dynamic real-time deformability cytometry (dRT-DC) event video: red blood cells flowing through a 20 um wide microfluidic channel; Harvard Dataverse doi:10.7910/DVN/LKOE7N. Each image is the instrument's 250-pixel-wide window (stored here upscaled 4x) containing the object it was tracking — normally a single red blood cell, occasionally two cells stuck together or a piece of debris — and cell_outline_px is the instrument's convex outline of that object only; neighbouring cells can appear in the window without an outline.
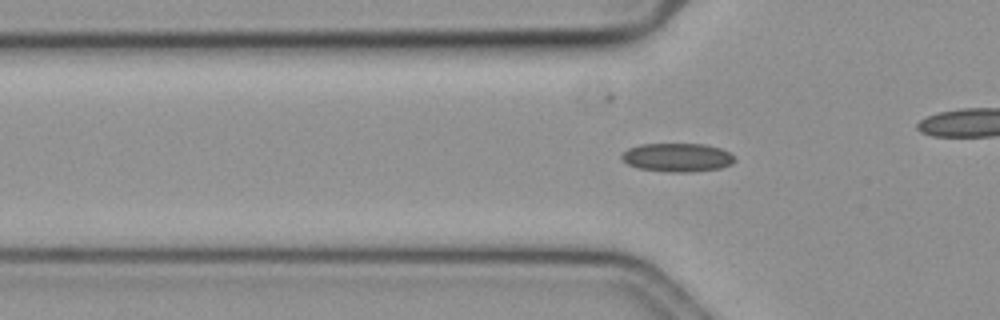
{"species": "common noctule bat (a hibernating species)", "species_latin": "Nyctalus noctula", "temperature_condition": "cold", "stored_images_in_passage": 57, "camera_frame_rate_fps": 3000, "um_per_image_px": 0.085, "animal": {"sex": "female", "body_mass_g": 19.3, "forearm_length_mm": 54.1}, "frame": {"image": 1, "passage_image": 19, "time_ms": 6.0, "image_size_px": [1000, 320], "cell_outline_px": [[736, 160], [732, 164], [720, 168], [692, 172], [664, 172], [636, 168], [620, 160], [620, 156], [628, 148], [640, 144], [704, 144], [720, 148], [736, 156]], "centroid_in_image_um": [57.56, 13.39], "position_along_channel_um": 68.2, "area_um2": 19.13}}
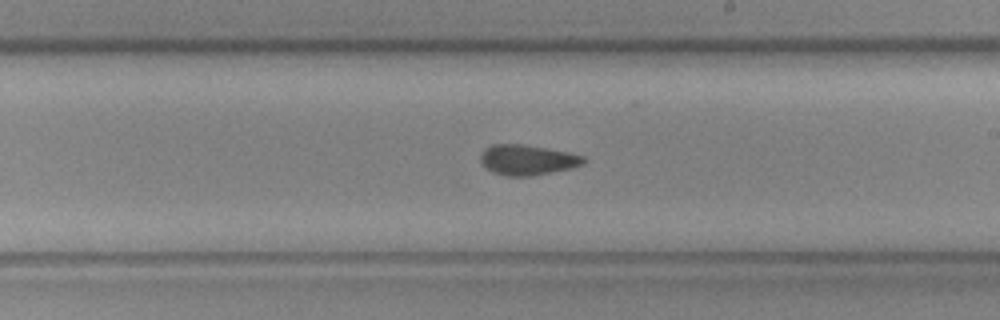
{"frame": {"image": 2, "passage_image": 34, "time_ms": 11.0, "image_size_px": [1000, 320], "cell_outline_px": [[584, 164], [572, 168], [532, 176], [504, 176], [492, 172], [480, 160], [480, 156], [484, 148], [492, 144], [520, 144], [568, 152], [584, 156]], "centroid_in_image_um": [44.81, 13.6], "position_along_channel_um": 244.2, "area_um2": 18.09}}
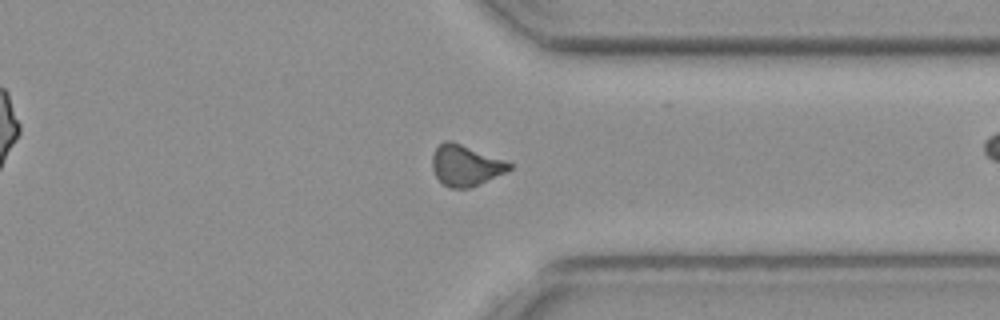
{"frame": {"image": 3, "passage_image": 45, "time_ms": 14.667, "image_size_px": [1000, 320], "cell_outline_px": [[512, 168], [508, 172], [468, 188], [448, 188], [436, 176], [432, 168], [432, 156], [436, 148], [444, 140], [452, 140], [504, 160], [512, 164]], "centroid_in_image_um": [39.57, 14.05], "position_along_channel_um": 371.8, "area_um2": 18.32}}